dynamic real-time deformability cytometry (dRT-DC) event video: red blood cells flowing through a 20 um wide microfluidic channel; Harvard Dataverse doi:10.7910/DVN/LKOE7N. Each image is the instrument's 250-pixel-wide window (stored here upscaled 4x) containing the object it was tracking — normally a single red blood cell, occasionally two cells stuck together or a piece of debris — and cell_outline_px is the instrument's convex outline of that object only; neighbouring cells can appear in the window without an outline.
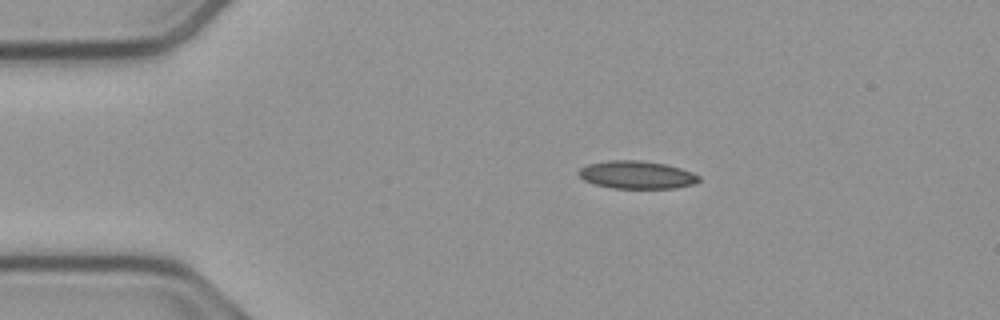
{"species": "common noctule bat (a hibernating species)", "species_latin": "Nyctalus noctula", "temperature_condition": "cold", "stored_images_in_passage": 45, "camera_frame_rate_fps": 3000, "um_per_image_px": 0.085, "animal": {"sex": "male", "body_mass_g": 23.1, "forearm_length_mm": 52.7}, "frame": {"image": 1, "passage_image": 1, "time_ms": 0.0, "image_size_px": [1000, 320], "cell_outline_px": [[700, 180], [696, 184], [676, 188], [612, 188], [596, 184], [584, 180], [576, 172], [580, 168], [588, 164], [608, 160], [640, 160], [664, 164], [680, 168], [692, 172], [700, 176]], "centroid_in_image_um": [54.14, 14.86], "position_along_channel_um": 30.9, "area_um2": 19.54}}
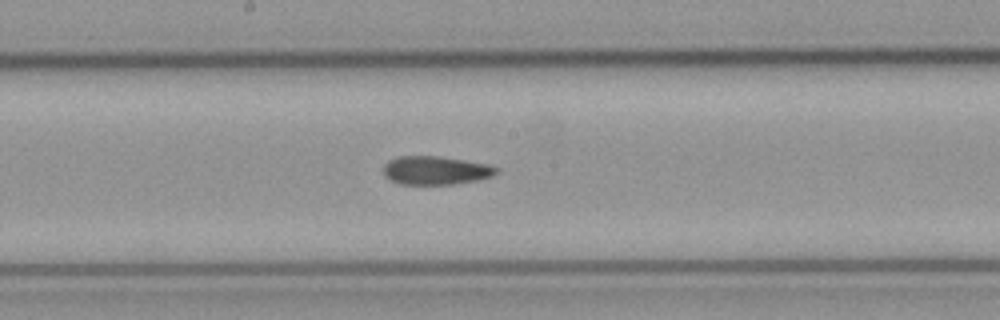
{"frame": {"image": 2, "passage_image": 19, "time_ms": 6.0, "image_size_px": [1000, 320], "cell_outline_px": [[496, 172], [492, 176], [480, 180], [452, 184], [400, 184], [384, 176], [384, 164], [388, 160], [400, 156], [436, 156], [464, 160], [488, 164], [496, 168]], "centroid_in_image_um": [37.01, 14.48], "position_along_channel_um": 211.2, "area_um2": 18.61}}
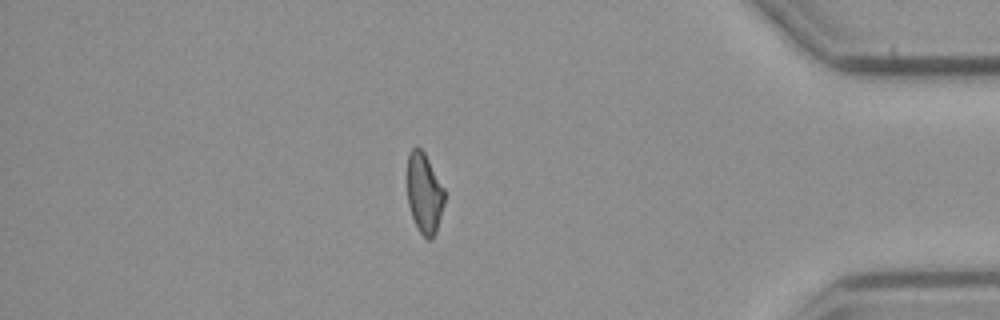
{"frame": {"image": 3, "passage_image": 37, "time_ms": 12.0, "image_size_px": [1000, 320], "cell_outline_px": [[444, 204], [436, 232], [432, 240], [428, 240], [420, 232], [412, 216], [408, 204], [408, 152], [416, 144], [424, 152], [444, 188]], "centroid_in_image_um": [36.07, 16.41], "position_along_channel_um": 399.1, "area_um2": 17.34}, "authors_computed_cell_mechanics": {"area_um2": 19.0162, "velocity_mm_per_s": 3.8019, "shape_relaxation_time_tau1_ms": null, "shape_relaxation_time_tau2_ms": 3.7454, "deformation_change_tau1": null, "deformation_change_tau2": 0.1098}}